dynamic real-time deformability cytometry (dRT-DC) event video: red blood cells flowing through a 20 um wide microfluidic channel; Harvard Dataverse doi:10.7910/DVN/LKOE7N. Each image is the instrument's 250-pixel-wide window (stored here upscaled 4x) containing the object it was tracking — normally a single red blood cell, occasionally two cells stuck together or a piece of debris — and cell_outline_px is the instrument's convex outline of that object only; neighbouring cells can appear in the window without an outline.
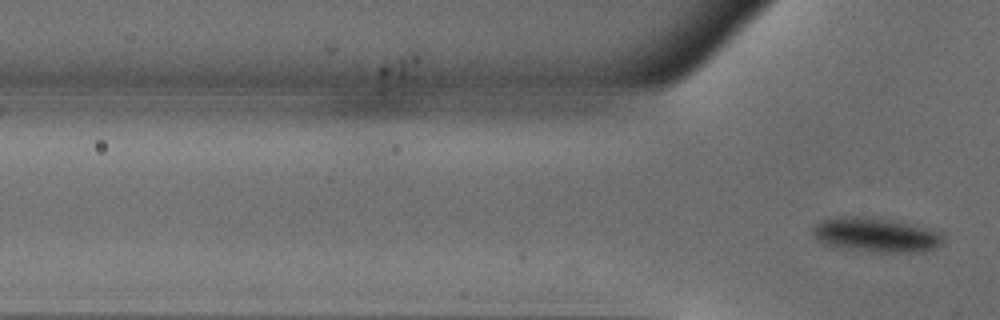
{"species": "common noctule bat (a hibernating species)", "species_latin": "Nyctalus noctula", "temperature_condition": "warm", "stored_images_in_passage": 3, "camera_frame_rate_fps": 3000, "um_per_image_px": 0.085, "animal": {"sex": "male", "body_mass_g": 18.8}, "frame": {"image": 1, "passage_image": 3, "time_ms": 0.667, "image_size_px": [1000, 320], "cell_outline_px": [[940, 244], [924, 252], [896, 252], [848, 248], [824, 244], [816, 240], [812, 232], [812, 228], [820, 220], [840, 216], [856, 216], [888, 220], [924, 228], [940, 232]], "centroid_in_image_um": [74.35, 19.95], "position_along_channel_um": 51.5, "area_um2": 25.14}}